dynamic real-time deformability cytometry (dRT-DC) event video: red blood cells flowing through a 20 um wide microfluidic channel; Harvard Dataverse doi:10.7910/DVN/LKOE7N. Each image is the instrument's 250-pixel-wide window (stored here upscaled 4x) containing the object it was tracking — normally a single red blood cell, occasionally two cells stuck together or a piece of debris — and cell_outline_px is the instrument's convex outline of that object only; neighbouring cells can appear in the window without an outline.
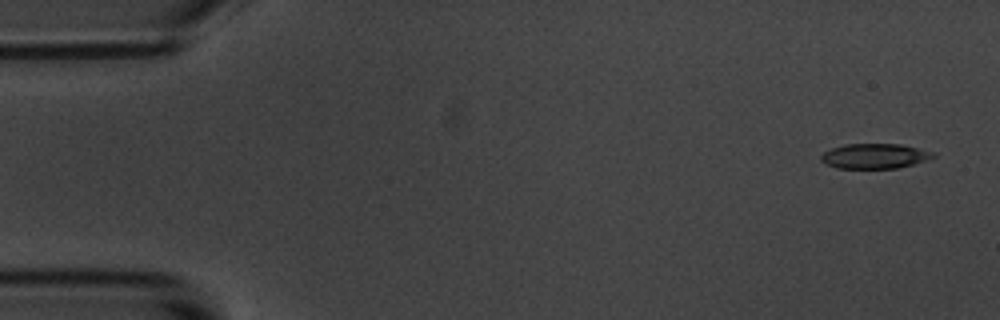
{"species": "common noctule bat (a hibernating species)", "species_latin": "Nyctalus noctula", "temperature_condition": "room temperature", "stored_images_in_passage": 8, "camera_frame_rate_fps": 3000, "um_per_image_px": 0.085, "animal": {"sex": "male", "body_mass_g": 20.1, "forearm_length_mm": 53.5}, "frame": {"image": 1, "passage_image": 1, "time_ms": 0.0, "image_size_px": [1000, 320], "cell_outline_px": [[936, 156], [912, 164], [896, 168], [836, 168], [824, 164], [820, 160], [820, 156], [824, 152], [832, 148], [844, 144], [900, 144], [936, 152]], "centroid_in_image_um": [74.31, 13.26], "position_along_channel_um": 10.7, "area_um2": 16.3}}
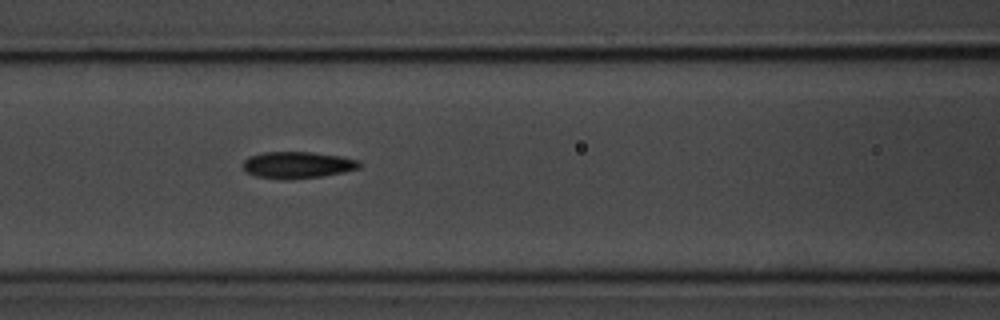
{"frame": {"image": 2, "passage_image": 7, "time_ms": 7.0, "image_size_px": [1000, 320], "cell_outline_px": [[360, 168], [320, 176], [288, 180], [280, 180], [256, 176], [244, 172], [244, 160], [248, 156], [264, 152], [312, 152], [340, 156], [360, 160]], "centroid_in_image_um": [25.24, 14.02], "position_along_channel_um": 141.4, "area_um2": 18.15}}
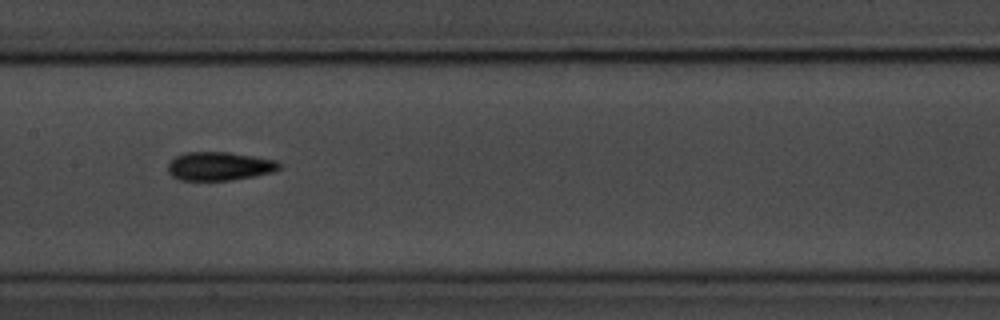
{"frame": {"image": 3, "passage_image": 8, "time_ms": 8.333, "image_size_px": [1000, 320], "cell_outline_px": [[284, 168], [272, 172], [256, 176], [232, 180], [180, 180], [172, 176], [168, 172], [168, 164], [176, 156], [184, 152], [228, 152], [276, 160], [284, 164]], "centroid_in_image_um": [18.7, 14.13], "position_along_channel_um": 188.7, "area_um2": 18.73}}